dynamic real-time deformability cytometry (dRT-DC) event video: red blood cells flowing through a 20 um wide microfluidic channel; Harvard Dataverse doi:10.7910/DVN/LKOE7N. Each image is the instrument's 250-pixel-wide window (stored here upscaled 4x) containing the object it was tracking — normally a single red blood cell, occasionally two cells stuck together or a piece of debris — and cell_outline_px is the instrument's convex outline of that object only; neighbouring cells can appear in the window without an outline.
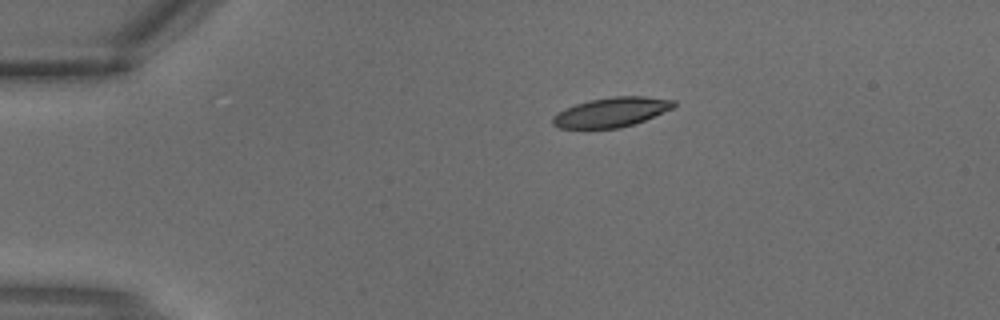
{"species": "common noctule bat (a hibernating species)", "species_latin": "Nyctalus noctula", "temperature_condition": "warm", "stored_images_in_passage": 2, "camera_frame_rate_fps": 3000, "um_per_image_px": 0.085, "animal": {"sex": "male", "body_mass_g": 18.8}, "frame": {"image": 1, "passage_image": 1, "time_ms": 0.0, "image_size_px": [1000, 320], "cell_outline_px": [[676, 104], [672, 108], [644, 120], [620, 128], [560, 128], [552, 124], [552, 116], [556, 112], [564, 108], [588, 100], [612, 96], [644, 96], [676, 100]], "centroid_in_image_um": [51.93, 9.52], "position_along_channel_um": 33.1, "area_um2": 20.87}}
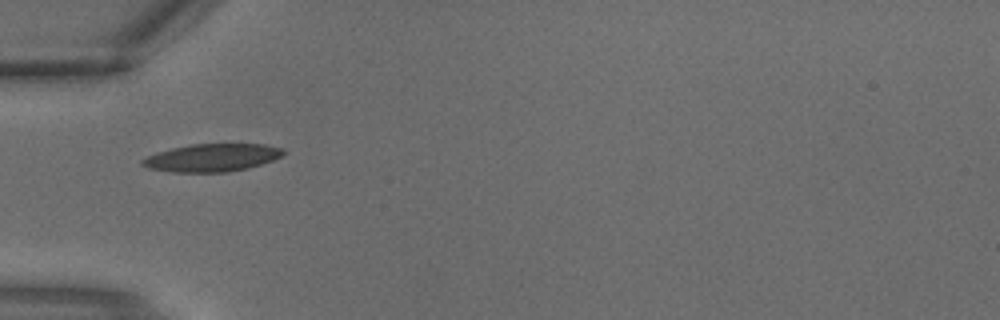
{"frame": {"image": 2, "passage_image": 2, "time_ms": 0.333, "image_size_px": [1000, 320], "cell_outline_px": [[284, 152], [280, 156], [272, 160], [248, 168], [228, 172], [172, 172], [148, 168], [140, 164], [140, 160], [156, 152], [172, 148], [192, 144], [264, 144], [284, 148]], "centroid_in_image_um": [17.99, 13.4], "position_along_channel_um": 67.0, "area_um2": 22.77}}